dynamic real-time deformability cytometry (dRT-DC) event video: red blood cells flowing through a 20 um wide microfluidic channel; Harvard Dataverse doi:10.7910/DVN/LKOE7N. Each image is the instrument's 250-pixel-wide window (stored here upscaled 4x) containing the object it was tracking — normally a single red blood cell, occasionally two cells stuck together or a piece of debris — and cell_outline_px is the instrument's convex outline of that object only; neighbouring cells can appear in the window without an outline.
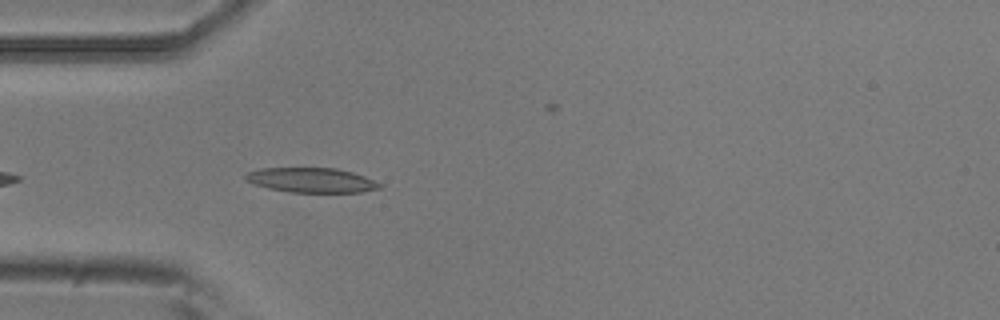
{"species": "common noctule bat (a hibernating species)", "species_latin": "Nyctalus noctula", "temperature_condition": "room temperature", "stored_images_in_passage": 5, "camera_frame_rate_fps": 3000, "um_per_image_px": 0.085, "animal": {"sex": "male", "body_mass_g": 20.5, "forearm_length_mm": 52.5}, "frame": {"image": 1, "passage_image": 5, "time_ms": 1.333, "image_size_px": [1000, 320], "cell_outline_px": [[384, 188], [360, 192], [288, 192], [268, 188], [244, 180], [244, 176], [248, 172], [260, 168], [336, 168], [352, 172], [364, 176], [384, 184]], "centroid_in_image_um": [26.51, 15.31], "position_along_channel_um": 58.5, "area_um2": 19.42}}